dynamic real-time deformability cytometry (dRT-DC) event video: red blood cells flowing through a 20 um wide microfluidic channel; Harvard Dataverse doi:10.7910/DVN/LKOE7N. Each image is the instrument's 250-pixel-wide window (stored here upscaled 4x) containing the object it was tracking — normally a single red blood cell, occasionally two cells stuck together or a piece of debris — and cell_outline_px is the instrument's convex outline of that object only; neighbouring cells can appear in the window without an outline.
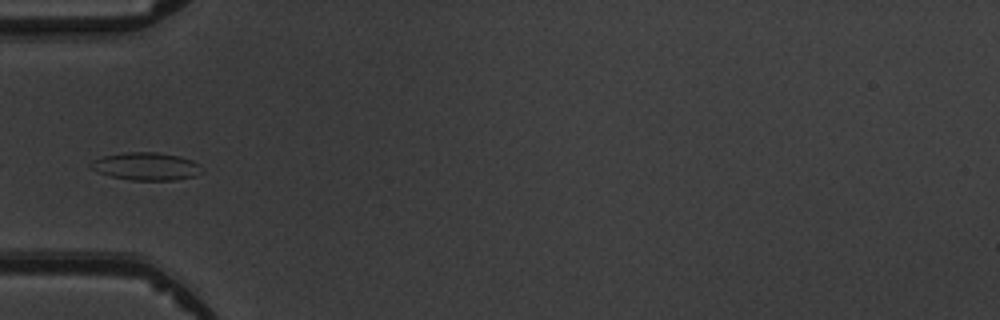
{"species": "common noctule bat (a hibernating species)", "species_latin": "Nyctalus noctula", "temperature_condition": "warm", "stored_images_in_passage": 6, "camera_frame_rate_fps": 3000, "um_per_image_px": 0.085, "animal": {"sex": "male", "body_mass_g": 19.5, "forearm_length_mm": 54.6}, "frame": {"image": 1, "passage_image": 6, "time_ms": 5.667, "image_size_px": [1000, 320], "cell_outline_px": [[204, 172], [196, 176], [176, 180], [132, 180], [112, 176], [96, 172], [88, 168], [88, 164], [92, 160], [104, 156], [124, 152], [156, 152], [180, 156], [192, 160], [200, 164], [204, 168]], "centroid_in_image_um": [12.44, 14.14], "position_along_channel_um": 72.6, "area_um2": 18.32}}